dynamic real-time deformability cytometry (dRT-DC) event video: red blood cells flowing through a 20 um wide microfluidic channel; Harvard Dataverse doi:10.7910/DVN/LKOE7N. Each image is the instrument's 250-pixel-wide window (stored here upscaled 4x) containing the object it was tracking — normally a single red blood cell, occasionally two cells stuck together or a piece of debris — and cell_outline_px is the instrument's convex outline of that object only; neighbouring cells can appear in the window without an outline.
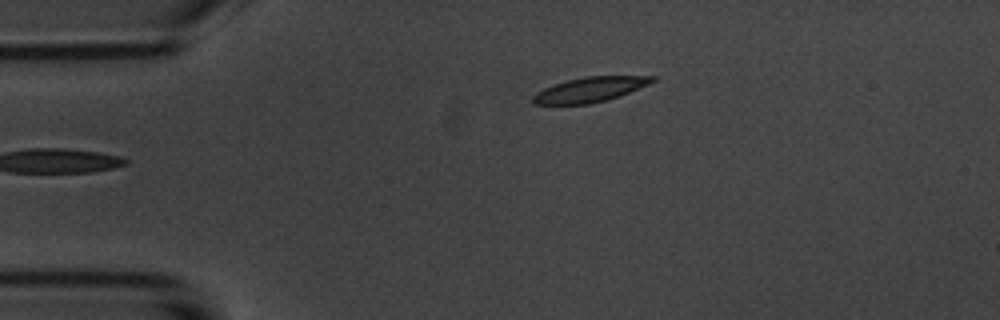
{"species": "common noctule bat (a hibernating species)", "species_latin": "Nyctalus noctula", "temperature_condition": "room temperature", "stored_images_in_passage": 4, "camera_frame_rate_fps": 3000, "um_per_image_px": 0.085, "animal": {"sex": "male", "body_mass_g": 20.1, "forearm_length_mm": 53.5}, "frame": {"image": 1, "passage_image": 4, "time_ms": 3.333, "image_size_px": [1000, 320], "cell_outline_px": [[656, 80], [648, 84], [620, 96], [588, 104], [532, 104], [532, 96], [536, 92], [544, 88], [568, 80], [584, 76], [656, 76]], "centroid_in_image_um": [50.13, 7.61], "position_along_channel_um": 34.9, "area_um2": 17.11}}